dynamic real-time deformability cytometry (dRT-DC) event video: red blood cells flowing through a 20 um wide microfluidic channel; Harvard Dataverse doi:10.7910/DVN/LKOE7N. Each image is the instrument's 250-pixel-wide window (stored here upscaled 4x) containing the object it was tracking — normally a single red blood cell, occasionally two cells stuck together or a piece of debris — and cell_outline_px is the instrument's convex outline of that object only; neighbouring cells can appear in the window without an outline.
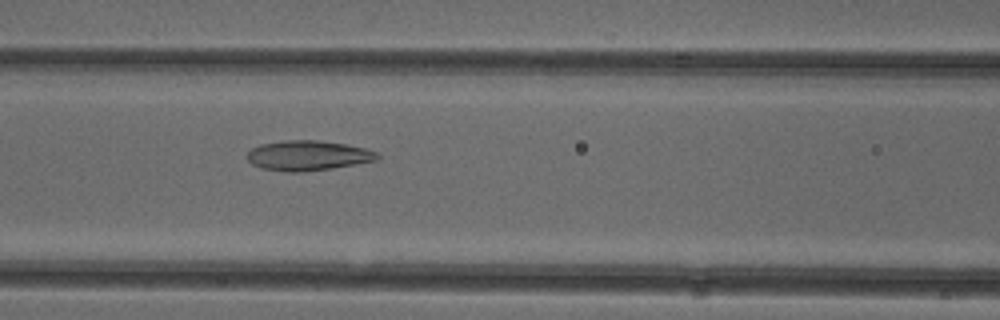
{"species": "common noctule bat (a hibernating species)", "species_latin": "Nyctalus noctula", "temperature_condition": "cold", "stored_images_in_passage": 31, "camera_frame_rate_fps": 3000, "um_per_image_px": 0.085, "animal": {"sex": "female"}, "frame": {"image": 1, "passage_image": 13, "time_ms": 4.0, "image_size_px": [1000, 320], "cell_outline_px": [[380, 156], [376, 160], [356, 164], [332, 168], [300, 172], [284, 172], [260, 168], [252, 164], [244, 156], [252, 148], [260, 144], [284, 140], [316, 140], [344, 144], [364, 148], [380, 152]], "centroid_in_image_um": [26.14, 13.22], "position_along_channel_um": 140.5, "area_um2": 22.89}}
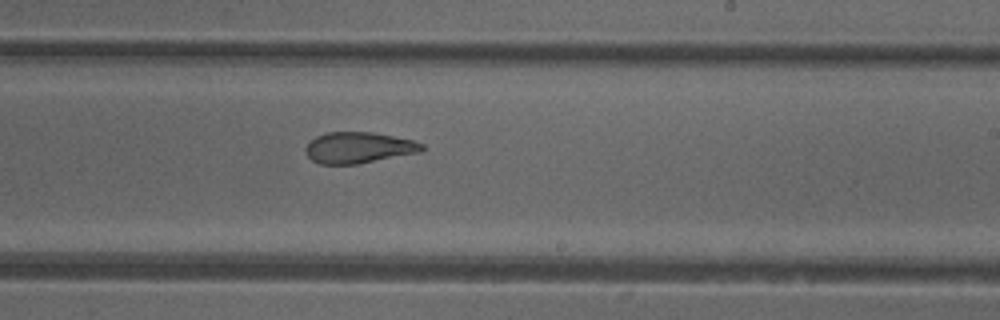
{"frame": {"image": 2, "passage_image": 22, "time_ms": 7.0, "image_size_px": [1000, 320], "cell_outline_px": [[424, 148], [420, 152], [356, 164], [320, 164], [312, 160], [304, 152], [304, 148], [316, 136], [328, 132], [372, 132], [412, 140], [424, 144]], "centroid_in_image_um": [30.45, 12.55], "position_along_channel_um": 258.5, "area_um2": 20.92}}
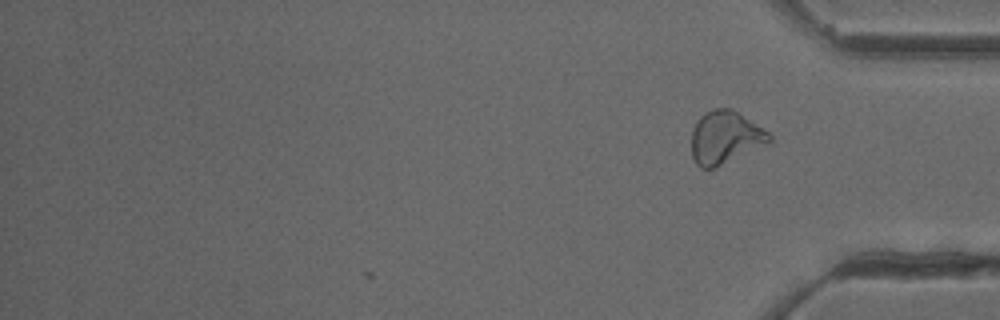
{"frame": {"image": 3, "passage_image": 31, "time_ms": 10.0, "image_size_px": [1000, 320], "cell_outline_px": [[772, 140], [716, 168], [700, 168], [696, 164], [692, 156], [692, 128], [700, 116], [704, 112], [712, 108], [732, 108], [768, 132], [772, 136]], "centroid_in_image_um": [61.59, 11.67], "position_along_channel_um": 373.6, "area_um2": 23.76}, "authors_computed_cell_mechanics": {"area_um2": 21.9062, "velocity_mm_per_s": 3.9423, "shape_relaxation_time_tau1_ms": null, "shape_relaxation_time_tau2_ms": 2.0745, "deformation_change_tau1": null, "deformation_change_tau2": 0.1008}}